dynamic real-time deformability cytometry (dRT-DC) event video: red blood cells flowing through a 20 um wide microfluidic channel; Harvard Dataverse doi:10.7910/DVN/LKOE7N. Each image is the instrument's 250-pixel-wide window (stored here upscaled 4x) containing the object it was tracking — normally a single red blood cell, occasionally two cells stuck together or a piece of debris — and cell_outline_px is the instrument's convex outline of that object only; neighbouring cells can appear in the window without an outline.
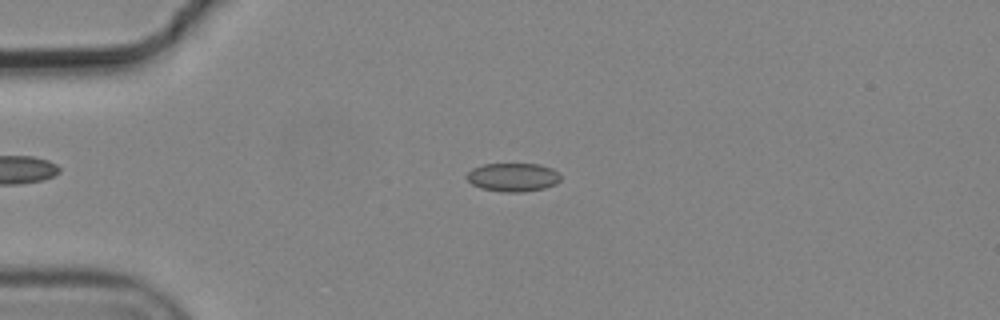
{"species": "common noctule bat (a hibernating species)", "species_latin": "Nyctalus noctula", "temperature_condition": "cold", "stored_images_in_passage": 5, "camera_frame_rate_fps": 3000, "um_per_image_px": 0.085, "animal": {"sex": "male", "body_mass_g": 19.2, "forearm_length_mm": 51.8}, "frame": {"image": 1, "passage_image": 3, "time_ms": 0.667, "image_size_px": [1000, 320], "cell_outline_px": [[560, 180], [556, 184], [544, 188], [524, 192], [500, 192], [480, 188], [472, 184], [464, 176], [472, 168], [484, 164], [540, 164], [552, 168], [560, 176]], "centroid_in_image_um": [43.57, 15.07], "position_along_channel_um": 41.4, "area_um2": 15.72}}
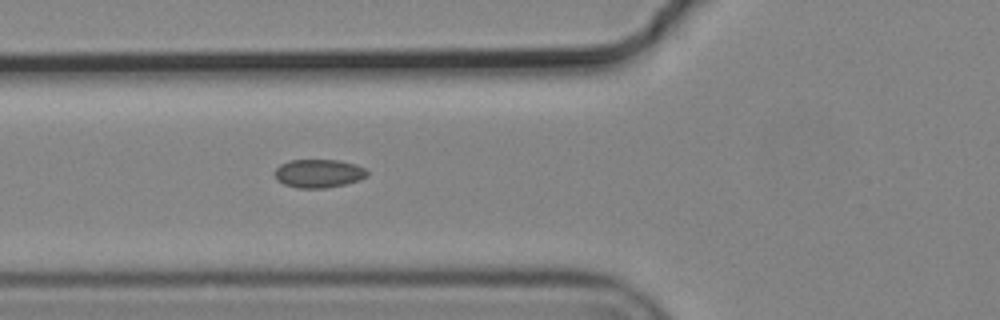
{"frame": {"image": 2, "passage_image": 5, "time_ms": 1.333, "image_size_px": [1000, 320], "cell_outline_px": [[368, 176], [360, 180], [344, 184], [324, 188], [296, 188], [284, 184], [276, 180], [272, 172], [280, 164], [288, 160], [340, 160], [356, 164], [364, 168], [368, 172]], "centroid_in_image_um": [27.05, 14.74], "position_along_channel_um": 98.7, "area_um2": 15.55}}